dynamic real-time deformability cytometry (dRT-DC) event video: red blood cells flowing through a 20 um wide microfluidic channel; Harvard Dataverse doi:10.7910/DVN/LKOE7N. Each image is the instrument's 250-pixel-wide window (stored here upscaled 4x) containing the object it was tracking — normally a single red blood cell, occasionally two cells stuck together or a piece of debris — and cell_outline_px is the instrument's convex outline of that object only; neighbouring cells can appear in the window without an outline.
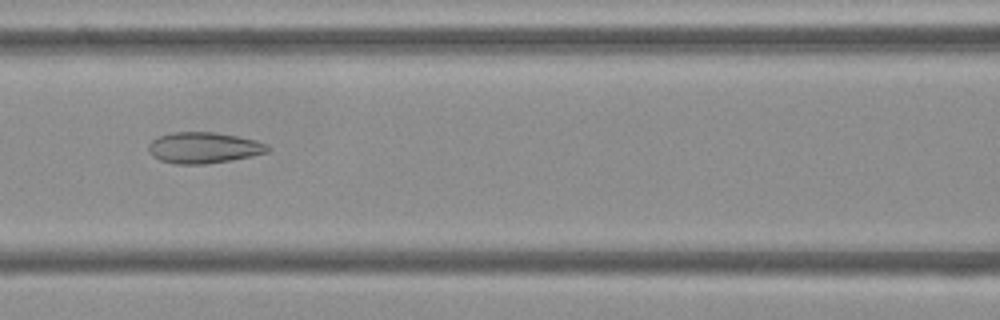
{"species": "Egyptian fruit bat (a non-hibernating species)", "species_latin": "Rousettus aegyptiacus", "temperature_condition": "cold", "stored_images_in_passage": 53, "camera_frame_rate_fps": 3000, "um_per_image_px": 0.085, "frame": {"image": 1, "passage_image": 23, "time_ms": 7.333, "image_size_px": [1000, 320], "cell_outline_px": [[272, 148], [268, 152], [252, 156], [232, 160], [204, 164], [176, 164], [160, 160], [152, 156], [148, 152], [148, 144], [152, 140], [160, 136], [172, 132], [216, 132], [240, 136], [256, 140], [268, 144]], "centroid_in_image_um": [17.34, 12.55], "position_along_channel_um": 149.3, "area_um2": 21.85}}
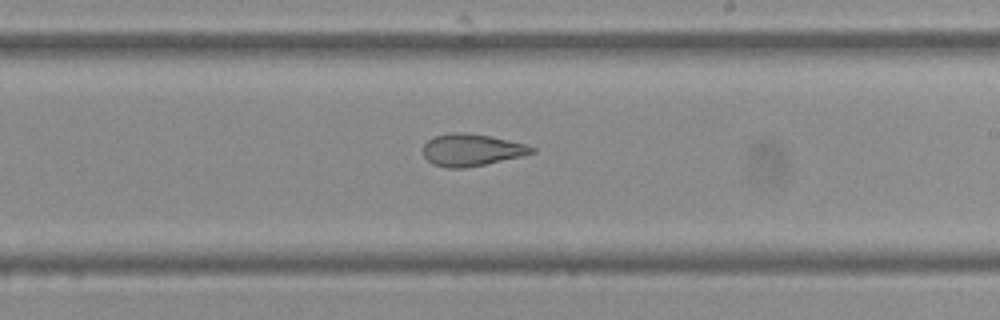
{"frame": {"image": 2, "passage_image": 31, "time_ms": 10.0, "image_size_px": [1000, 320], "cell_outline_px": [[536, 152], [520, 156], [484, 164], [464, 168], [448, 168], [432, 164], [424, 156], [424, 144], [432, 136], [448, 132], [460, 132], [492, 136], [524, 144], [536, 148]], "centroid_in_image_um": [40.05, 12.73], "position_along_channel_um": 249.0, "area_um2": 20.23}}
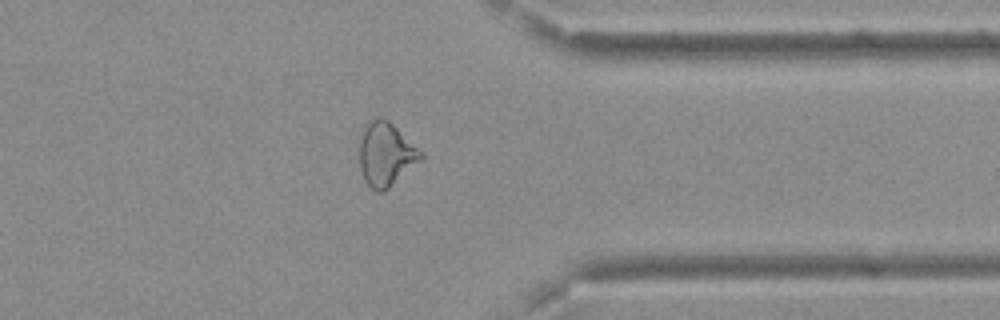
{"frame": {"image": 3, "passage_image": 42, "time_ms": 13.667, "image_size_px": [1000, 320], "cell_outline_px": [[424, 156], [420, 160], [384, 192], [376, 192], [364, 180], [360, 168], [360, 140], [364, 124], [380, 116], [388, 120], [424, 152]], "centroid_in_image_um": [32.79, 13.1], "position_along_channel_um": 378.6, "area_um2": 22.72}, "authors_computed_cell_mechanics": {"area_um2": 23.5246, "velocity_mm_per_s": 3.7498, "shape_relaxation_time_tau1_ms": null, "shape_relaxation_time_tau2_ms": 2.1921, "deformation_change_tau1": null, "deformation_change_tau2": 0.1004}}